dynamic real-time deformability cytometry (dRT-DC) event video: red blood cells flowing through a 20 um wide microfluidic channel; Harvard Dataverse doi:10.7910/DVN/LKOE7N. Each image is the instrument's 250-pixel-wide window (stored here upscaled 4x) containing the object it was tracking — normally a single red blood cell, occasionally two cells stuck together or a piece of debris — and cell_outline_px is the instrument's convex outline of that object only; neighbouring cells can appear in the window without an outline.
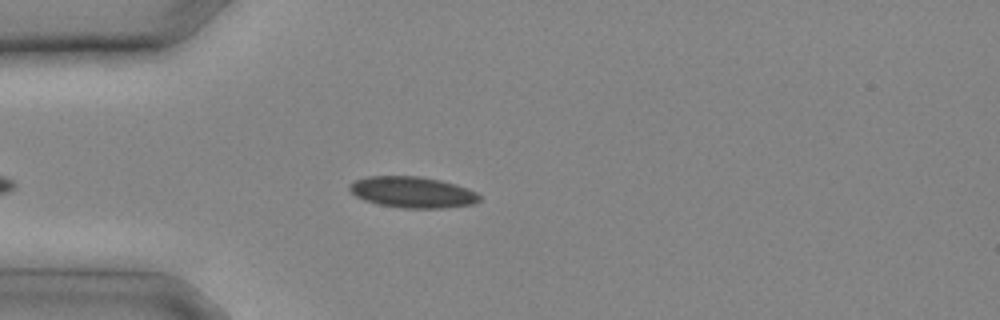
{"species": "common noctule bat (a hibernating species)", "species_latin": "Nyctalus noctula", "temperature_condition": "cold", "stored_images_in_passage": 7, "camera_frame_rate_fps": 3000, "um_per_image_px": 0.085, "animal": {"sex": "male", "body_mass_g": 20.4}, "frame": {"image": 1, "passage_image": 3, "time_ms": 0.667, "image_size_px": [1000, 320], "cell_outline_px": [[480, 200], [472, 204], [444, 208], [404, 208], [376, 204], [364, 200], [356, 196], [348, 188], [348, 184], [356, 180], [368, 176], [420, 176], [440, 180], [456, 184], [468, 188], [476, 192], [480, 196]], "centroid_in_image_um": [35.05, 16.33], "position_along_channel_um": 49.9, "area_um2": 23.64}}
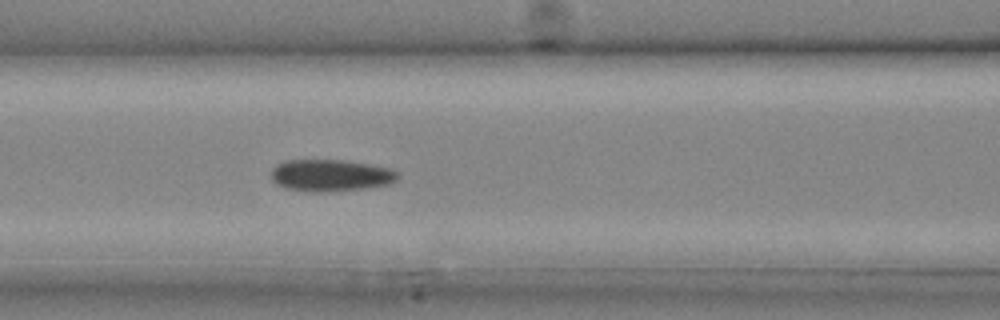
{"frame": {"image": 2, "passage_image": 7, "time_ms": 2.0, "image_size_px": [1000, 320], "cell_outline_px": [[400, 176], [396, 180], [388, 184], [368, 188], [328, 192], [316, 192], [288, 188], [276, 184], [272, 180], [272, 168], [276, 164], [284, 160], [348, 160], [392, 168]], "centroid_in_image_um": [28.13, 14.9], "position_along_channel_um": 138.5, "area_um2": 23.7}}